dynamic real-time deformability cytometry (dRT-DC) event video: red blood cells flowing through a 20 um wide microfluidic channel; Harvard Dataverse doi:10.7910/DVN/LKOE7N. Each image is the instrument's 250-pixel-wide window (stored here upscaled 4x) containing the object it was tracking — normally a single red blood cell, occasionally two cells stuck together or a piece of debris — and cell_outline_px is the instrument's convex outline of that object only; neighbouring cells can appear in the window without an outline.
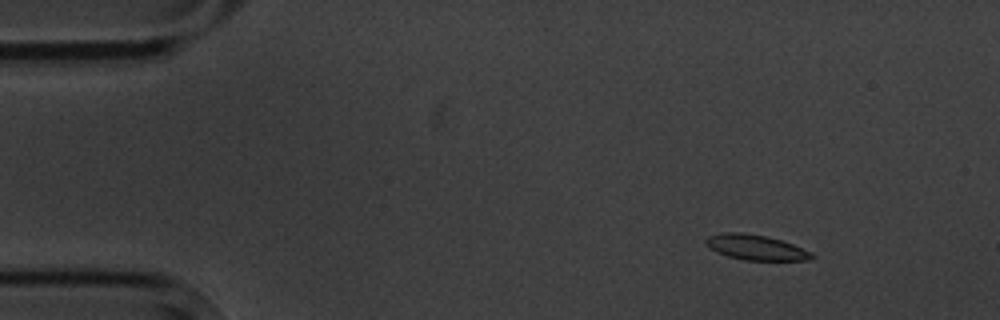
{"species": "common noctule bat (a hibernating species)", "species_latin": "Nyctalus noctula", "temperature_condition": "cold", "stored_images_in_passage": 7, "camera_frame_rate_fps": 3000, "um_per_image_px": 0.085, "animal": {"sex": "male", "body_mass_g": 20.1, "forearm_length_mm": 53.5}, "frame": {"image": 1, "passage_image": 2, "time_ms": 1.333, "image_size_px": [1000, 320], "cell_outline_px": [[816, 256], [808, 260], [744, 260], [728, 256], [716, 252], [704, 244], [704, 240], [708, 236], [724, 232], [744, 232], [768, 236], [792, 244], [812, 252]], "centroid_in_image_um": [64.22, 21.02], "position_along_channel_um": 20.8, "area_um2": 15.66}}
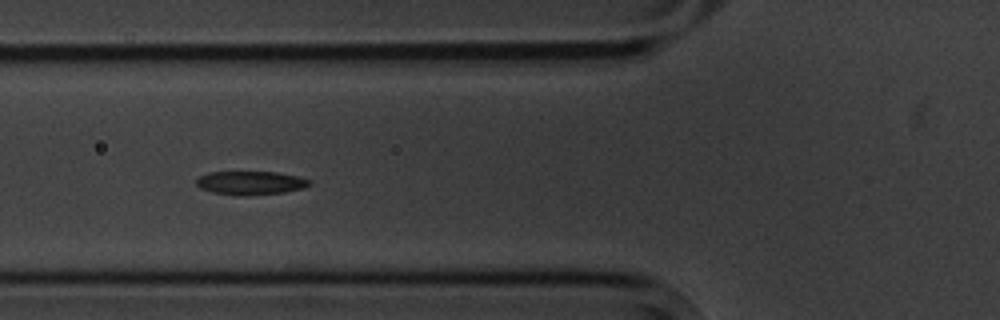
{"frame": {"image": 2, "passage_image": 6, "time_ms": 6.0, "image_size_px": [1000, 320], "cell_outline_px": [[312, 184], [304, 188], [284, 192], [248, 196], [240, 196], [212, 192], [200, 188], [196, 184], [196, 180], [200, 176], [208, 172], [276, 172], [296, 176], [312, 180]], "centroid_in_image_um": [21.31, 15.55], "position_along_channel_um": 104.5, "area_um2": 15.66}}
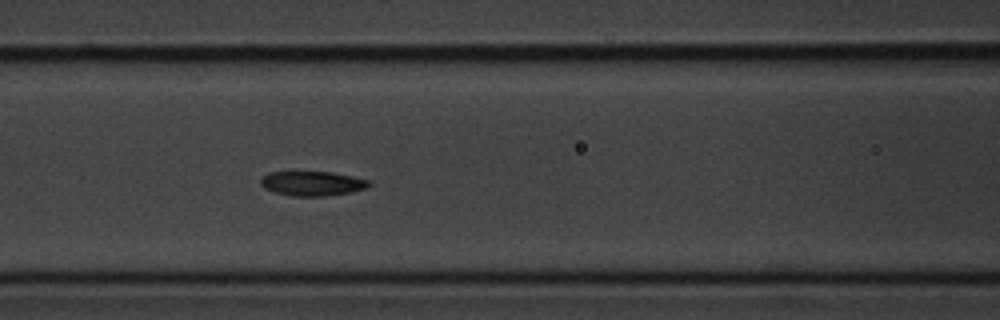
{"frame": {"image": 3, "passage_image": 7, "time_ms": 7.0, "image_size_px": [1000, 320], "cell_outline_px": [[372, 184], [364, 188], [352, 192], [324, 196], [292, 196], [276, 192], [264, 188], [260, 184], [260, 180], [268, 172], [332, 172], [352, 176], [368, 180]], "centroid_in_image_um": [26.54, 15.59], "position_along_channel_um": 140.1, "area_um2": 15.37}}